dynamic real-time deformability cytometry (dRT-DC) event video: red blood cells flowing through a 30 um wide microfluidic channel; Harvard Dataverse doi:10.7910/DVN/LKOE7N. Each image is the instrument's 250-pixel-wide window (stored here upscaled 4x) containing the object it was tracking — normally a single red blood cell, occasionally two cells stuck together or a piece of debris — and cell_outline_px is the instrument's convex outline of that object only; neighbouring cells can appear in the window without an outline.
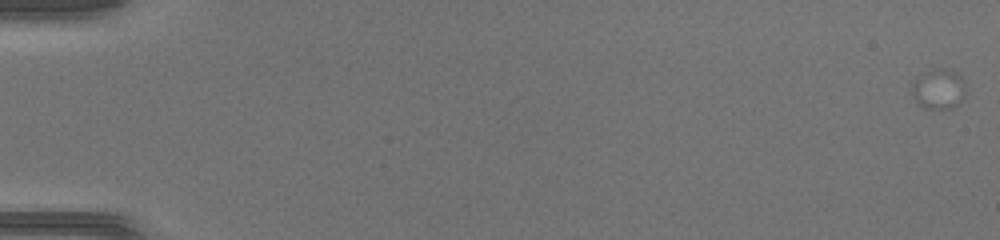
{"species": "common noctule bat (a hibernating species)", "species_latin": "Nyctalus noctula", "temperature_condition": "warm", "stored_images_in_passage": 13, "camera_frame_rate_fps": 3000, "um_per_image_px": 0.085, "animal": {"sex": "female", "body_mass_g": 17.0, "forearm_length_mm": 48.0}, "frame": {"image": 1, "passage_image": 1, "time_ms": 0.0, "image_size_px": [1000, 240], "cell_outline_px": [[964, 96], [952, 108], [928, 108], [920, 104], [912, 96], [912, 80], [936, 68], [948, 68], [956, 72], [964, 80]], "centroid_in_image_um": [79.78, 7.54], "position_along_channel_um": 5.2, "area_um2": 12.31}}